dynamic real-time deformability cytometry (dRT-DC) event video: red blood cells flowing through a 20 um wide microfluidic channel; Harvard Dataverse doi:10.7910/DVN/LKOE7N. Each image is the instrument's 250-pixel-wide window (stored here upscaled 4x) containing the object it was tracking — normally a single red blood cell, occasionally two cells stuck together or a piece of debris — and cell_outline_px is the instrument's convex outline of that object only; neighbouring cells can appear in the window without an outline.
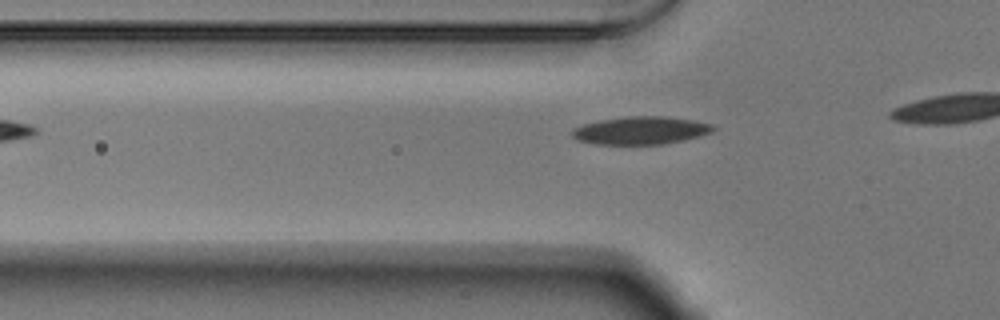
{"species": "Egyptian fruit bat (a non-hibernating species)", "species_latin": "Rousettus aegyptiacus", "temperature_condition": "warm", "stored_images_in_passage": 10, "camera_frame_rate_fps": 3000, "um_per_image_px": 0.085, "animal": {"sex": "male"}, "frame": {"image": 1, "passage_image": 4, "time_ms": 1.0, "image_size_px": [1000, 320], "cell_outline_px": [[716, 128], [712, 132], [700, 136], [684, 140], [664, 144], [596, 144], [580, 140], [572, 136], [572, 132], [576, 128], [584, 124], [600, 120], [628, 116], [664, 116], [692, 120], [712, 124]], "centroid_in_image_um": [54.52, 11.08], "position_along_channel_um": 71.3, "area_um2": 22.66}}
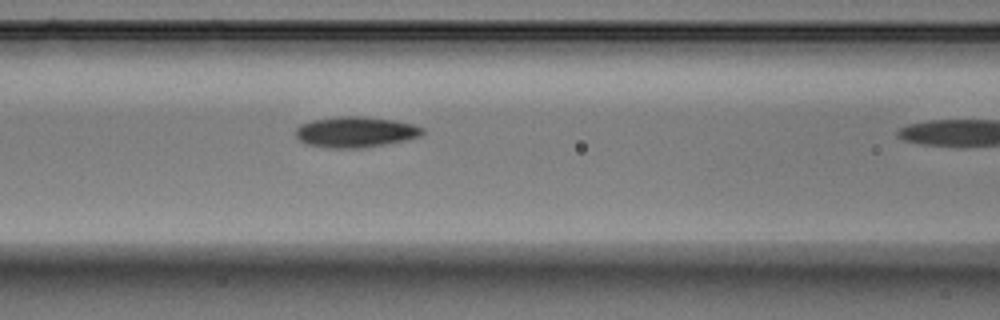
{"frame": {"image": 2, "passage_image": 9, "time_ms": 2.667, "image_size_px": [1000, 320], "cell_outline_px": [[424, 136], [408, 140], [360, 148], [328, 148], [308, 144], [300, 140], [296, 136], [296, 128], [300, 124], [312, 120], [336, 116], [364, 116], [396, 120], [412, 124], [424, 128]], "centroid_in_image_um": [30.26, 11.21], "position_along_channel_um": 136.3, "area_um2": 22.95}}